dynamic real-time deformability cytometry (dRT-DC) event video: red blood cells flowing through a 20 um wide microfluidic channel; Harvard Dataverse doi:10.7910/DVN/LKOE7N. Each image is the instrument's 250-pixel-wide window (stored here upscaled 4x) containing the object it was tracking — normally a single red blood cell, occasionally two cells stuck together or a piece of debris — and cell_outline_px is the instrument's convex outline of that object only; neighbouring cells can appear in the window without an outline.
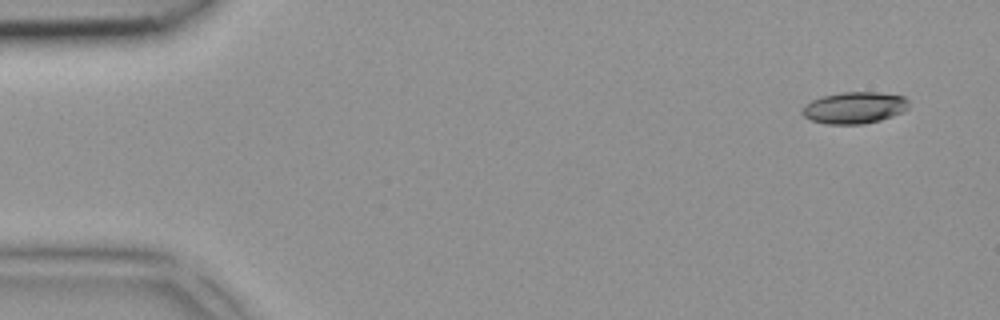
{"species": "common noctule bat (a hibernating species)", "species_latin": "Nyctalus noctula", "temperature_condition": "room temperature", "stored_images_in_passage": 4, "camera_frame_rate_fps": 3000, "um_per_image_px": 0.085, "animal": {"sex": "female", "body_mass_g": 18.4}, "frame": {"image": 1, "passage_image": 1, "time_ms": 0.0, "image_size_px": [1000, 320], "cell_outline_px": [[908, 108], [892, 116], [880, 120], [864, 124], [828, 124], [812, 120], [804, 116], [800, 112], [804, 104], [820, 96], [840, 92], [880, 92], [904, 96], [908, 100]], "centroid_in_image_um": [72.6, 9.14], "position_along_channel_um": 12.4, "area_um2": 19.77}}
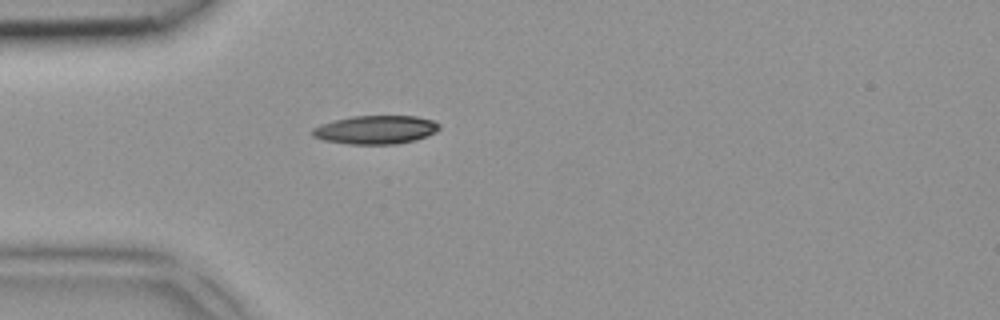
{"frame": {"image": 2, "passage_image": 4, "time_ms": 1.0, "image_size_px": [1000, 320], "cell_outline_px": [[440, 128], [436, 132], [416, 140], [396, 144], [348, 144], [324, 140], [312, 136], [312, 128], [320, 124], [352, 116], [416, 116], [432, 120], [440, 124]], "centroid_in_image_um": [31.94, 11.03], "position_along_channel_um": 53.1, "area_um2": 21.1}}